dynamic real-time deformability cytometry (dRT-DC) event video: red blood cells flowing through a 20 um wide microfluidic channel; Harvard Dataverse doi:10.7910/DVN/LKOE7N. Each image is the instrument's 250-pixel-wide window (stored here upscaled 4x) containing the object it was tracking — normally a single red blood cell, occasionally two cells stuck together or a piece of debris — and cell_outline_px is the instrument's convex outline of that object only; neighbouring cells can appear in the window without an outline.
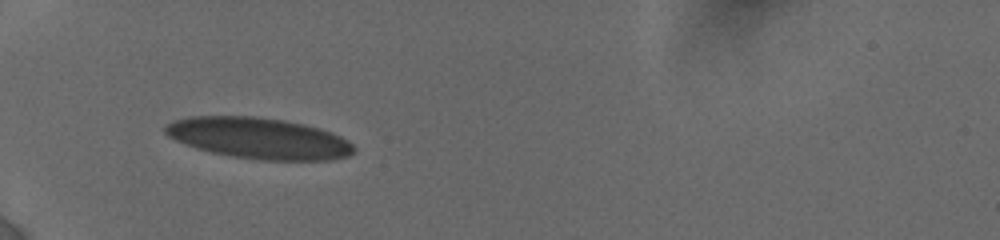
{"species": "human", "species_latin": "Homo sapiens", "temperature_condition": "cold", "stored_images_in_passage": 37, "camera_frame_rate_fps": 3000, "um_per_image_px": 0.085, "donor": {"sex": "female"}, "frame": {"image": 1, "passage_image": 1, "time_ms": 0.0, "image_size_px": [1000, 240], "cell_outline_px": [[356, 152], [348, 156], [332, 160], [260, 160], [232, 156], [212, 152], [196, 148], [184, 144], [168, 136], [164, 132], [164, 128], [172, 120], [188, 116], [256, 116], [284, 120], [304, 124], [320, 128], [332, 132], [348, 140], [356, 148]], "centroid_in_image_um": [22.02, 11.74], "position_along_channel_um": 63.0, "area_um2": 45.49}}
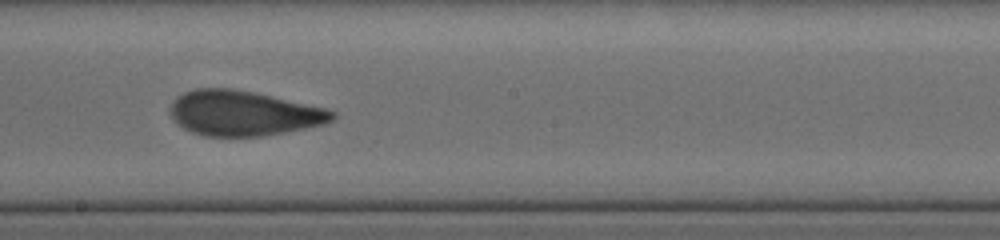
{"frame": {"image": 2, "passage_image": 21, "time_ms": 4.667, "image_size_px": [1000, 240], "cell_outline_px": [[336, 116], [332, 120], [324, 124], [264, 136], [204, 136], [192, 132], [184, 128], [168, 112], [168, 108], [176, 96], [184, 92], [196, 88], [232, 88], [256, 92], [328, 108], [336, 112]], "centroid_in_image_um": [20.7, 9.6], "position_along_channel_um": 227.5, "area_um2": 42.77}}
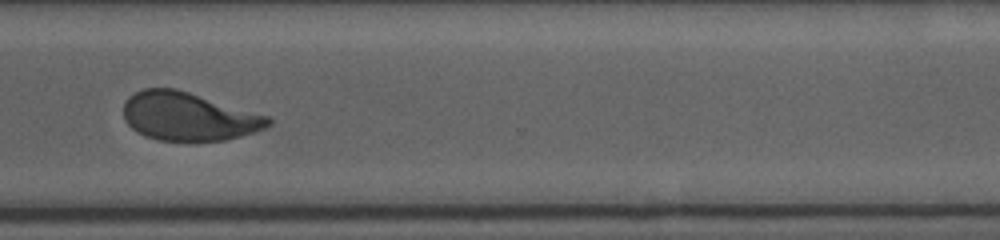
{"frame": {"image": 3, "passage_image": 36, "time_ms": 8.0, "image_size_px": [1000, 240], "cell_outline_px": [[272, 124], [264, 128], [240, 136], [224, 140], [156, 140], [144, 136], [136, 132], [124, 120], [124, 100], [128, 96], [144, 88], [176, 88], [268, 116], [272, 120]], "centroid_in_image_um": [15.97, 9.89], "position_along_channel_um": 354.6, "area_um2": 40.52}}